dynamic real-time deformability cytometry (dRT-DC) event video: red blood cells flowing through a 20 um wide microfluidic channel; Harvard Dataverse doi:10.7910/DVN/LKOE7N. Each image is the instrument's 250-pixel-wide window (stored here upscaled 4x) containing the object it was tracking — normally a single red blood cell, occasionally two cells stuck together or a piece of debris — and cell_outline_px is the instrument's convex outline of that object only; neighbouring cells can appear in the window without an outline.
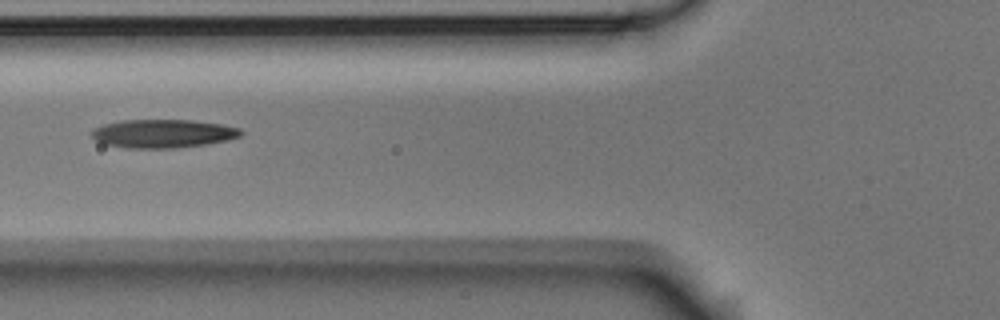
{"species": "Egyptian fruit bat (a non-hibernating species)", "species_latin": "Rousettus aegyptiacus", "temperature_condition": "room temperature", "stored_images_in_passage": 4, "camera_frame_rate_fps": 3000, "um_per_image_px": 0.085, "animal": {"sex": "male"}, "frame": {"image": 1, "passage_image": 4, "time_ms": 1.0, "image_size_px": [1000, 320], "cell_outline_px": [[244, 132], [240, 136], [228, 140], [208, 144], [172, 148], [128, 148], [104, 144], [96, 140], [92, 136], [92, 128], [104, 124], [120, 120], [192, 120], [224, 124], [240, 128]], "centroid_in_image_um": [13.87, 11.35], "position_along_channel_um": 111.9, "area_um2": 24.91}}